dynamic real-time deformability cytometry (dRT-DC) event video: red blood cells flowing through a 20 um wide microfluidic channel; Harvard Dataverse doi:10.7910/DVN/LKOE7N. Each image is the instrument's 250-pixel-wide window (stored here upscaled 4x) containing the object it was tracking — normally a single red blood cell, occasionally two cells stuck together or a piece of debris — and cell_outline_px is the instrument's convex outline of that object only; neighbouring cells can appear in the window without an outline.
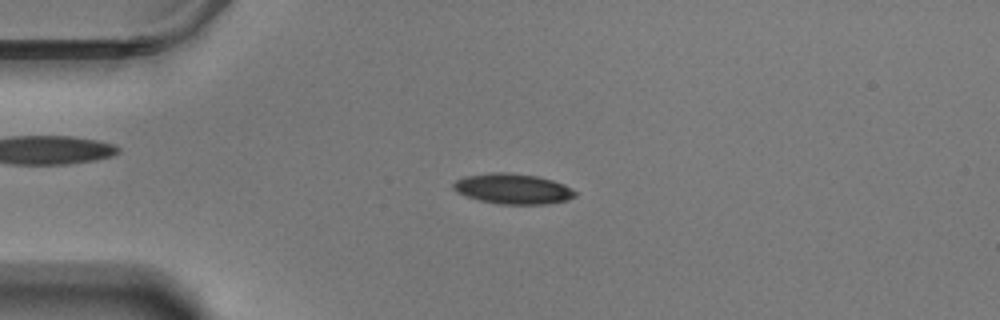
{"species": "Egyptian fruit bat (a non-hibernating species)", "species_latin": "Rousettus aegyptiacus", "temperature_condition": "warm", "stored_images_in_passage": 58, "camera_frame_rate_fps": 3000, "um_per_image_px": 0.085, "animal": {"sex": "male"}, "frame": {"image": 1, "passage_image": 14, "time_ms": 4.333, "image_size_px": [1000, 320], "cell_outline_px": [[576, 196], [568, 200], [548, 204], [500, 204], [480, 200], [456, 192], [452, 188], [452, 184], [456, 180], [464, 176], [488, 172], [508, 172], [536, 176], [552, 180], [564, 184], [576, 192]], "centroid_in_image_um": [43.58, 16.04], "position_along_channel_um": 41.4, "area_um2": 21.62}}
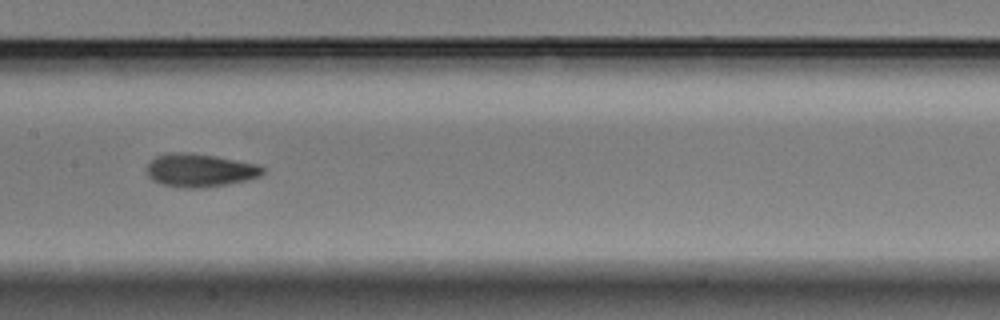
{"frame": {"image": 2, "passage_image": 29, "time_ms": 9.333, "image_size_px": [1000, 320], "cell_outline_px": [[264, 172], [260, 176], [248, 180], [228, 184], [204, 188], [180, 188], [160, 184], [152, 180], [144, 172], [144, 168], [156, 156], [172, 152], [192, 152], [216, 156], [260, 164], [264, 168]], "centroid_in_image_um": [16.97, 14.48], "position_along_channel_um": 190.4, "area_um2": 23.0}}
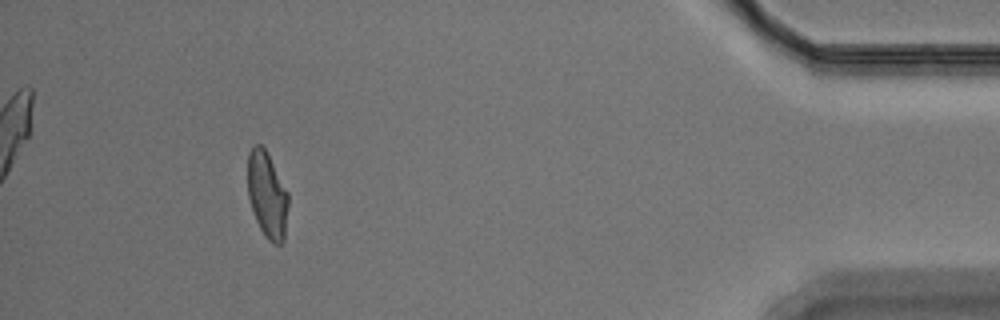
{"frame": {"image": 3, "passage_image": 53, "time_ms": 17.333, "image_size_px": [1000, 320], "cell_outline_px": [[288, 204], [284, 240], [280, 244], [272, 244], [264, 236], [256, 220], [248, 196], [248, 152], [252, 144], [260, 144], [264, 148], [288, 192]], "centroid_in_image_um": [22.7, 16.58], "position_along_channel_um": 412.5, "area_um2": 20.29}, "authors_computed_cell_mechanics": {"area_um2": 21.1259, "velocity_mm_per_s": 3.5098, "shape_relaxation_time_tau1_ms": 8.7578, "shape_relaxation_time_tau2_ms": 3.1324, "deformation_change_tau1": 0.228, "deformation_change_tau2": 0.0872}}